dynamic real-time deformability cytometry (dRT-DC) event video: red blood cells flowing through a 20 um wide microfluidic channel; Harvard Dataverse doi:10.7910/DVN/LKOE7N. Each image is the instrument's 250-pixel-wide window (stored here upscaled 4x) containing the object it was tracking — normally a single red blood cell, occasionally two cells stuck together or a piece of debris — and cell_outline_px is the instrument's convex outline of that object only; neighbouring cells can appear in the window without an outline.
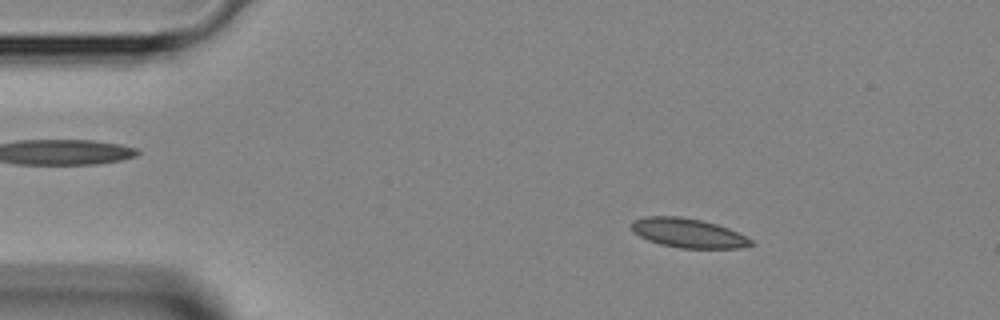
{"species": "Egyptian fruit bat (a non-hibernating species)", "species_latin": "Rousettus aegyptiacus", "temperature_condition": "room temperature", "stored_images_in_passage": 45, "camera_frame_rate_fps": 3000, "um_per_image_px": 0.085, "animal": {"sex": "female"}, "frame": {"image": 1, "passage_image": 7, "time_ms": 2.0, "image_size_px": [1000, 320], "cell_outline_px": [[756, 244], [740, 248], [680, 248], [660, 244], [648, 240], [640, 236], [632, 228], [632, 220], [644, 216], [680, 216], [700, 220], [716, 224], [728, 228], [752, 240]], "centroid_in_image_um": [58.49, 19.81], "position_along_channel_um": 26.5, "area_um2": 20.23}}
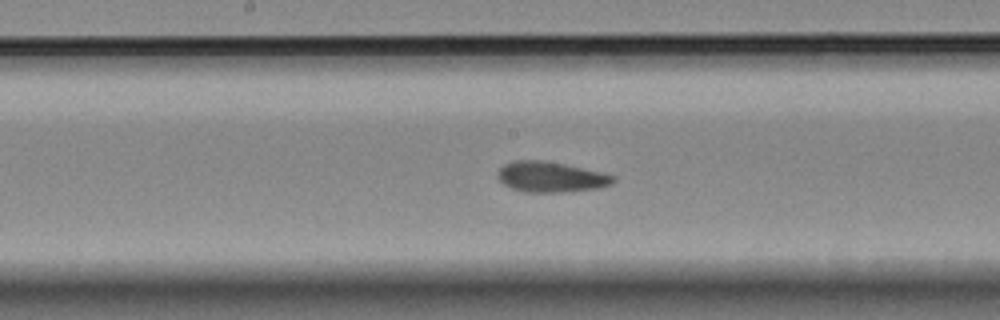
{"frame": {"image": 2, "passage_image": 23, "time_ms": 7.333, "image_size_px": [1000, 320], "cell_outline_px": [[616, 180], [612, 184], [596, 188], [560, 192], [524, 192], [512, 188], [504, 184], [496, 176], [496, 172], [504, 164], [512, 160], [544, 160], [564, 164], [600, 172], [616, 176]], "centroid_in_image_um": [46.78, 15.03], "position_along_channel_um": 201.4, "area_um2": 20.46}}
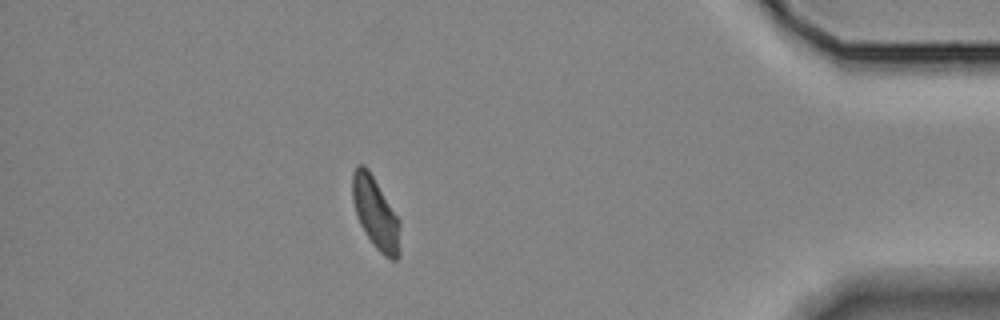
{"frame": {"image": 3, "passage_image": 40, "time_ms": 13.0, "image_size_px": [1000, 320], "cell_outline_px": [[400, 256], [396, 260], [392, 260], [384, 256], [372, 244], [360, 224], [352, 200], [352, 172], [356, 164], [364, 164], [368, 168], [400, 220]], "centroid_in_image_um": [31.93, 18.12], "position_along_channel_um": 403.3, "area_um2": 20.11}}